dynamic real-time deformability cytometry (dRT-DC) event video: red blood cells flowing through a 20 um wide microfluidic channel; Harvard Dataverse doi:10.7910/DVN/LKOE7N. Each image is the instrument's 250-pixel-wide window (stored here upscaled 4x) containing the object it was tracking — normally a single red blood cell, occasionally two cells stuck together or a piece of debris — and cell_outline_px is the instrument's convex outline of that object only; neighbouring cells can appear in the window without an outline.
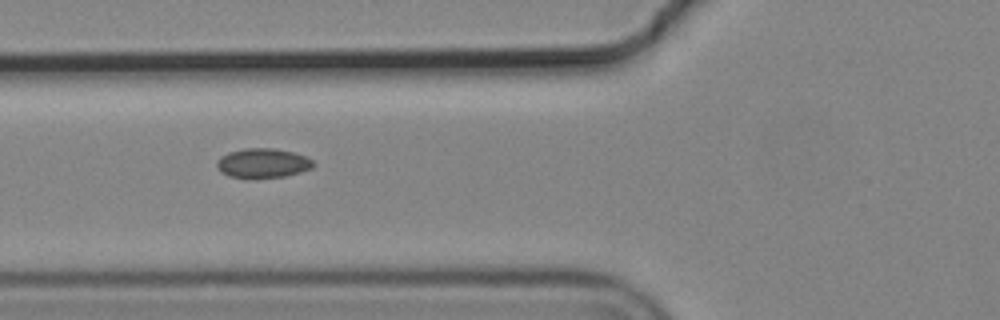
{"species": "common noctule bat (a hibernating species)", "species_latin": "Nyctalus noctula", "temperature_condition": "cold", "stored_images_in_passage": 6, "camera_frame_rate_fps": 3000, "um_per_image_px": 0.085, "animal": {"sex": "male", "body_mass_g": 19.2, "forearm_length_mm": 51.8}, "frame": {"image": 1, "passage_image": 3, "time_ms": 0.667, "image_size_px": [1000, 320], "cell_outline_px": [[316, 164], [312, 168], [300, 172], [284, 176], [248, 180], [228, 176], [220, 172], [216, 168], [216, 160], [220, 156], [228, 152], [244, 148], [272, 148], [292, 152], [304, 156], [312, 160]], "centroid_in_image_um": [22.27, 13.89], "position_along_channel_um": 103.5, "area_um2": 17.05}}
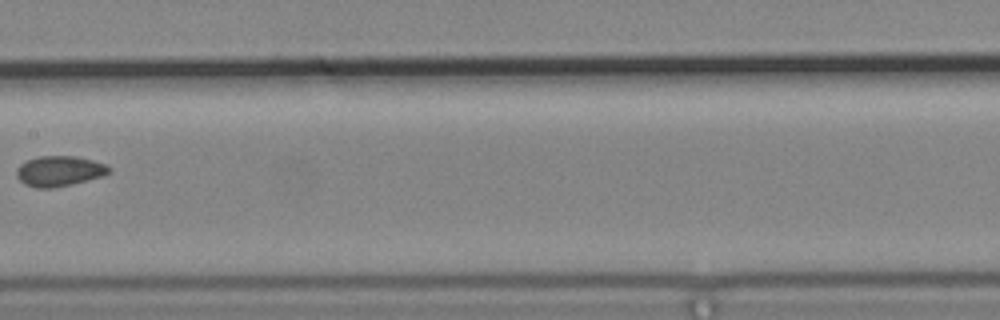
{"frame": {"image": 2, "passage_image": 5, "time_ms": 1.333, "image_size_px": [1000, 320], "cell_outline_px": [[112, 172], [104, 176], [72, 184], [52, 188], [36, 188], [24, 184], [16, 176], [16, 168], [20, 164], [28, 160], [40, 156], [76, 156], [108, 164], [112, 168]], "centroid_in_image_um": [5.08, 14.54], "position_along_channel_um": 202.3, "area_um2": 16.59}}
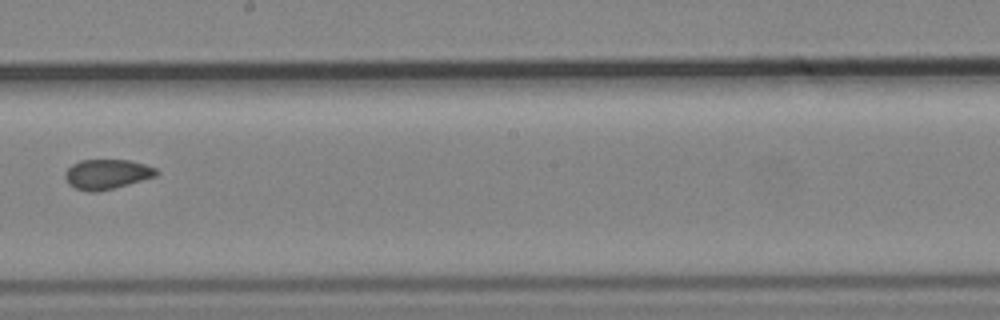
{"frame": {"image": 3, "passage_image": 6, "time_ms": 1.667, "image_size_px": [1000, 320], "cell_outline_px": [[160, 172], [156, 176], [128, 184], [96, 192], [88, 192], [76, 188], [68, 184], [64, 176], [64, 172], [72, 164], [80, 160], [128, 160], [144, 164], [156, 168]], "centroid_in_image_um": [9.07, 14.8], "position_along_channel_um": 239.1, "area_um2": 15.84}}